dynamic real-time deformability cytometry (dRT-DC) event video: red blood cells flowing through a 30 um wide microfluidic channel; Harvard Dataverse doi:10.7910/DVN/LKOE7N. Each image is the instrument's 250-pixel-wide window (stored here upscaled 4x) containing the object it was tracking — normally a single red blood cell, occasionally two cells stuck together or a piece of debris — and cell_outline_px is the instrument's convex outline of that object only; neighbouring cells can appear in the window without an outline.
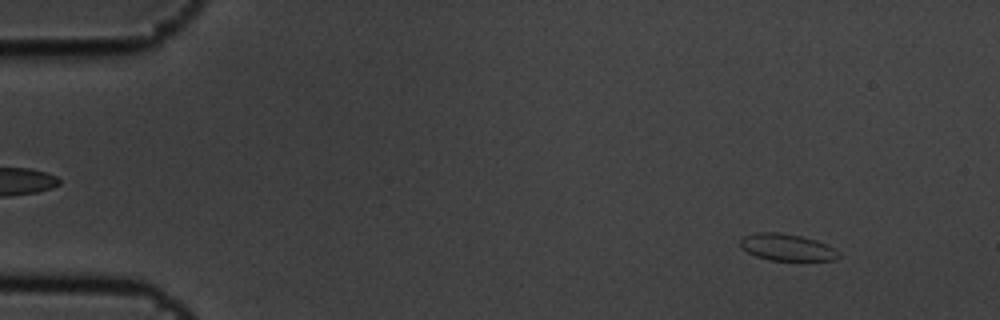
{"species": "common noctule bat (a hibernating species)", "species_latin": "Nyctalus noctula", "temperature_condition": "cold", "stored_images_in_passage": 4, "camera_frame_rate_fps": 3000, "um_per_image_px": 0.085, "animal": {"sex": "male", "body_mass_g": 19.5, "forearm_length_mm": 54.6}, "frame": {"image": 1, "passage_image": 1, "time_ms": 0.0, "image_size_px": [1000, 320], "cell_outline_px": [[840, 256], [836, 260], [768, 260], [756, 256], [740, 248], [740, 240], [744, 236], [756, 232], [776, 232], [800, 236], [816, 240], [840, 252]], "centroid_in_image_um": [66.86, 21.02], "position_along_channel_um": 18.1, "area_um2": 15.26}}
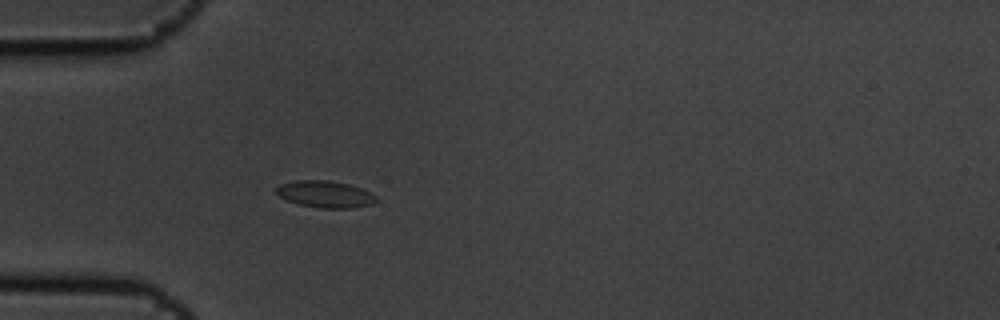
{"frame": {"image": 2, "passage_image": 4, "time_ms": 1.0, "image_size_px": [1000, 320], "cell_outline_px": [[376, 200], [368, 204], [352, 208], [320, 208], [300, 204], [276, 196], [276, 188], [280, 184], [296, 180], [328, 180], [348, 184], [360, 188], [376, 196]], "centroid_in_image_um": [27.57, 16.5], "position_along_channel_um": 57.4, "area_um2": 15.37}}